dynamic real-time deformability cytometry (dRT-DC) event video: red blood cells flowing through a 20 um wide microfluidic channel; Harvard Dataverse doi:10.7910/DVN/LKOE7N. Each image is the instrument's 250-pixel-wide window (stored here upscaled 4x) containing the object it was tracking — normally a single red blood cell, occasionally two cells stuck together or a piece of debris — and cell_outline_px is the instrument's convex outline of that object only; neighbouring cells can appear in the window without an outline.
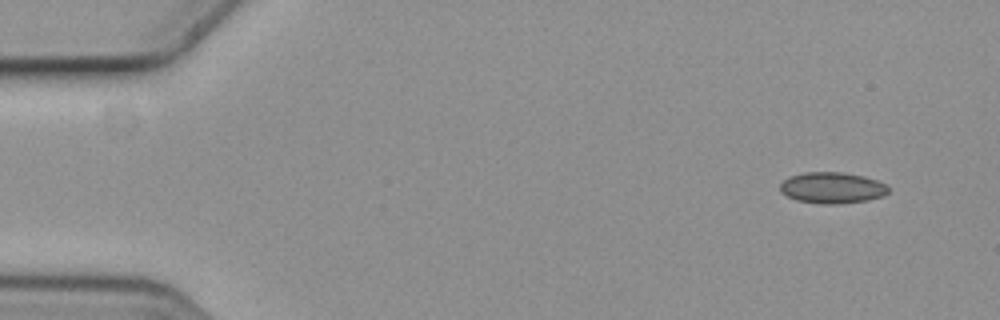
{"species": "common noctule bat (a hibernating species)", "species_latin": "Nyctalus noctula", "temperature_condition": "cold", "stored_images_in_passage": 8, "camera_frame_rate_fps": 3000, "um_per_image_px": 0.085, "animal": {"sex": "female", "body_mass_g": 19.3, "forearm_length_mm": 54.1}, "frame": {"image": 1, "passage_image": 1, "time_ms": 0.0, "image_size_px": [1000, 320], "cell_outline_px": [[888, 192], [884, 196], [868, 200], [840, 204], [824, 204], [796, 200], [780, 192], [780, 184], [788, 176], [804, 172], [840, 172], [864, 176], [876, 180], [884, 184], [888, 188]], "centroid_in_image_um": [70.71, 15.96], "position_along_channel_um": 14.3, "area_um2": 19.71}}
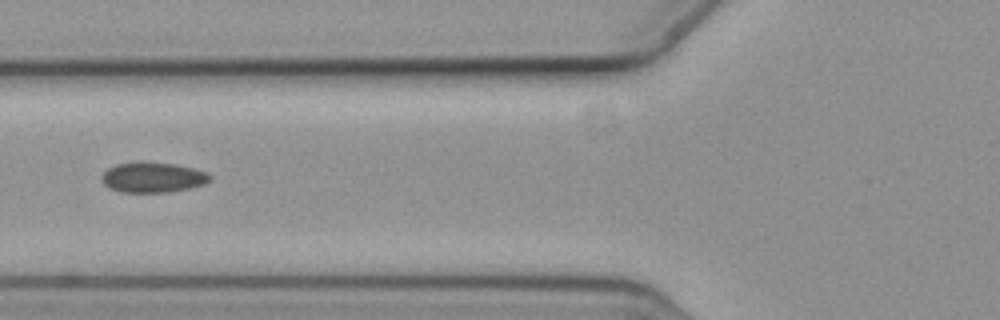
{"frame": {"image": 2, "passage_image": 6, "time_ms": 1.667, "image_size_px": [1000, 320], "cell_outline_px": [[212, 176], [204, 184], [188, 188], [168, 192], [120, 192], [104, 184], [100, 176], [108, 168], [116, 164], [140, 160], [176, 164], [192, 168], [204, 172]], "centroid_in_image_um": [12.94, 15.05], "position_along_channel_um": 112.9, "area_um2": 19.13}}
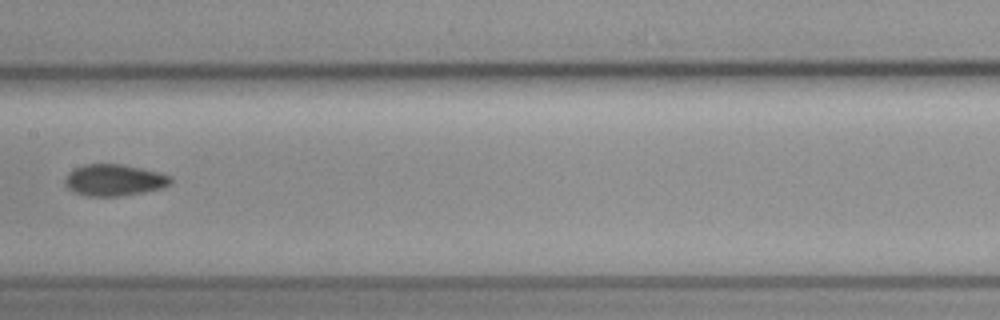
{"frame": {"image": 3, "passage_image": 8, "time_ms": 2.333, "image_size_px": [1000, 320], "cell_outline_px": [[172, 184], [164, 188], [144, 192], [116, 196], [84, 196], [68, 188], [64, 184], [64, 176], [68, 172], [84, 164], [120, 164], [160, 172], [172, 176]], "centroid_in_image_um": [9.72, 15.31], "position_along_channel_um": 197.7, "area_um2": 19.59}}